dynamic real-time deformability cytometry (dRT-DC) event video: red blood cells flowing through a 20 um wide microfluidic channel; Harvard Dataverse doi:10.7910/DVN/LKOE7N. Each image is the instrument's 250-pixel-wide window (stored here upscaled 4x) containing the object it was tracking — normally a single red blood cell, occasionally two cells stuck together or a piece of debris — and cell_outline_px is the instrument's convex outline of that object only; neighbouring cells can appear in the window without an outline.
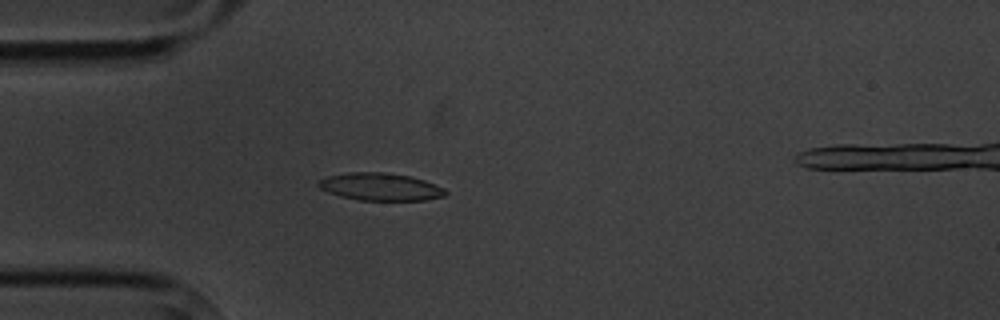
{"species": "common noctule bat (a hibernating species)", "species_latin": "Nyctalus noctula", "temperature_condition": "cold", "stored_images_in_passage": 3, "camera_frame_rate_fps": 3000, "um_per_image_px": 0.085, "animal": {"sex": "male", "body_mass_g": 20.1, "forearm_length_mm": 53.5}, "frame": {"image": 1, "passage_image": 3, "time_ms": 2.333, "image_size_px": [1000, 320], "cell_outline_px": [[448, 192], [444, 196], [424, 200], [360, 200], [340, 196], [328, 192], [320, 188], [316, 184], [316, 180], [328, 176], [348, 172], [384, 172], [408, 176], [424, 180], [444, 188]], "centroid_in_image_um": [32.29, 15.87], "position_along_channel_um": 52.7, "area_um2": 20.35}}